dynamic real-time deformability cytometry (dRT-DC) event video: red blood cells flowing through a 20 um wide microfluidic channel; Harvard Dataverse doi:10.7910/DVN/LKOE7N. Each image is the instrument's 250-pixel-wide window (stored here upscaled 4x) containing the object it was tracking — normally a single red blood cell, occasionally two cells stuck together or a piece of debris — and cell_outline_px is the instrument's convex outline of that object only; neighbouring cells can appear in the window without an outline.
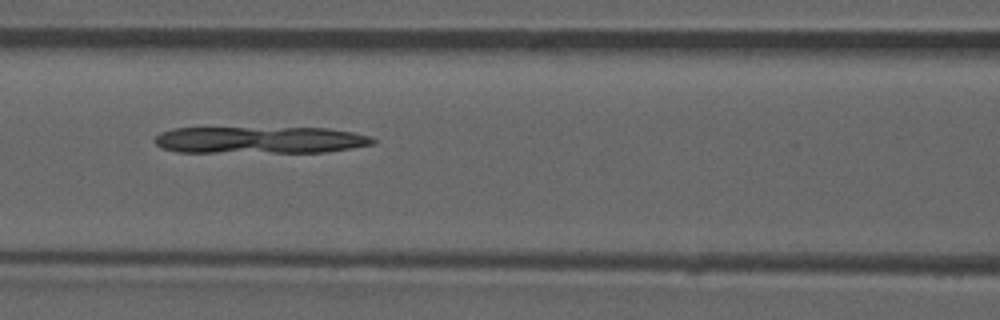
{"species": "common noctule bat (a hibernating species)", "species_latin": "Nyctalus noctula", "temperature_condition": "room temperature", "stored_images_in_passage": 51, "camera_frame_rate_fps": 3000, "um_per_image_px": 0.085, "animal": {"sex": "male", "forearm_length_mm": 52.5}, "frame": {"image": 1, "passage_image": 22, "time_ms": 7.0, "image_size_px": [1000, 320], "cell_outline_px": [[376, 144], [328, 152], [176, 152], [164, 148], [156, 144], [152, 140], [160, 132], [172, 128], [328, 128], [352, 132], [372, 136], [376, 140]], "centroid_in_image_um": [22.13, 11.9], "position_along_channel_um": 144.5, "area_um2": 34.51}}